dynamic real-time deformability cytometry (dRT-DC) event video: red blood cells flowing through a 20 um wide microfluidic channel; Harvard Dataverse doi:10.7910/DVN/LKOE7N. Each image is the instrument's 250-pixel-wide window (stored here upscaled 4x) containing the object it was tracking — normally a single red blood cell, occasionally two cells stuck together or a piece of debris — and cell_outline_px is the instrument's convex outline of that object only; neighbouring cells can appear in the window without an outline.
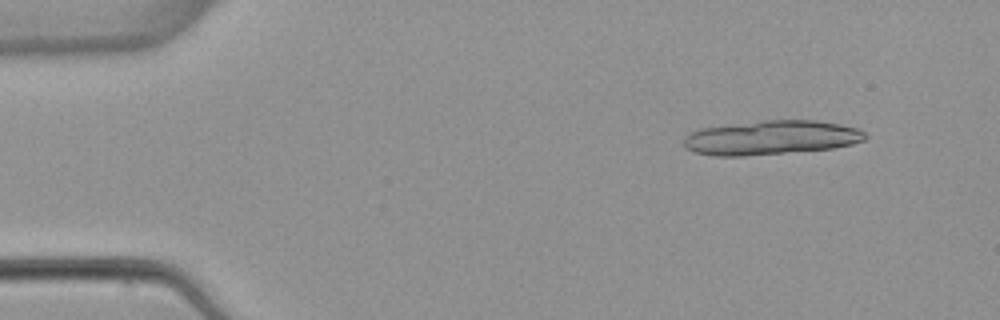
{"species": "common noctule bat (a hibernating species)", "species_latin": "Nyctalus noctula", "temperature_condition": "warm", "stored_images_in_passage": 5, "camera_frame_rate_fps": 3000, "um_per_image_px": 0.085, "animal": {"sex": "female", "body_mass_g": 22.7, "forearm_length_mm": 54.2}, "frame": {"image": 1, "passage_image": 2, "time_ms": 1.0, "image_size_px": [1000, 320], "cell_outline_px": [[868, 136], [864, 140], [852, 144], [832, 148], [744, 156], [716, 156], [692, 152], [684, 144], [684, 136], [700, 128], [764, 120], [816, 120], [840, 124], [856, 128], [864, 132]], "centroid_in_image_um": [65.54, 11.69], "position_along_channel_um": 19.5, "area_um2": 36.07}}
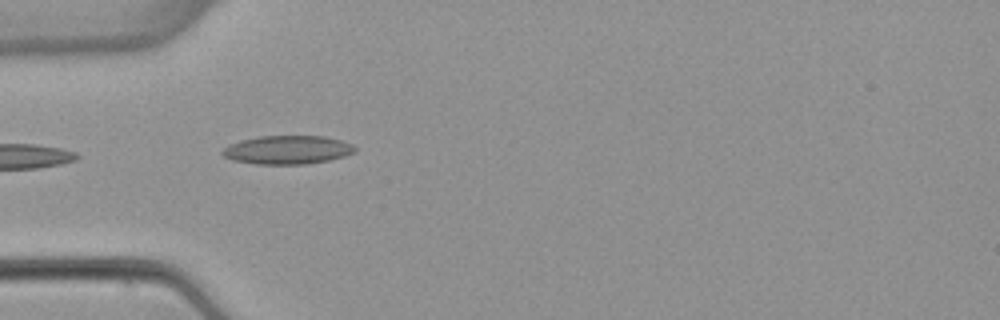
{"frame": {"image": 2, "passage_image": 5, "time_ms": 4.667, "image_size_px": [1000, 320], "cell_outline_px": [[356, 152], [344, 156], [328, 160], [304, 164], [256, 164], [232, 160], [224, 156], [220, 152], [228, 144], [240, 140], [260, 136], [324, 136], [340, 140], [352, 144], [356, 148]], "centroid_in_image_um": [24.41, 12.73], "position_along_channel_um": 60.6, "area_um2": 22.08}}